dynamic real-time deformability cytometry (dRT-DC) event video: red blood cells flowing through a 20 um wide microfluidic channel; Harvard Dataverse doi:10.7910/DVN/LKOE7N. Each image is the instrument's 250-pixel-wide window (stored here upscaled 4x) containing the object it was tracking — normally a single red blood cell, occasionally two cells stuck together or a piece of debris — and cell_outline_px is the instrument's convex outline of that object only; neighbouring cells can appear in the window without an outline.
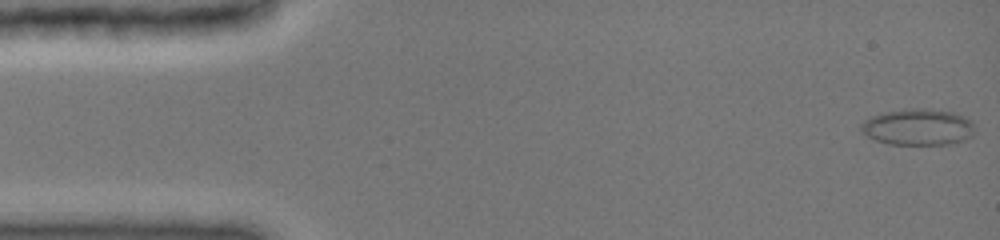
{"species": "common noctule bat (a hibernating species)", "species_latin": "Nyctalus noctula", "temperature_condition": "cold", "stored_images_in_passage": 18, "camera_frame_rate_fps": 3000, "um_per_image_px": 0.085, "animal": {"sex": "female", "body_mass_g": 19.0, "forearm_length_mm": 51.5}, "frame": {"image": 1, "passage_image": 1, "time_ms": 0.0, "image_size_px": [1000, 240], "cell_outline_px": [[972, 136], [964, 140], [952, 144], [888, 144], [876, 140], [868, 136], [860, 128], [860, 124], [864, 120], [880, 112], [904, 108], [924, 108], [952, 112], [964, 116], [972, 120]], "centroid_in_image_um": [78.01, 10.78], "position_along_channel_um": 7.0, "area_um2": 24.22}}
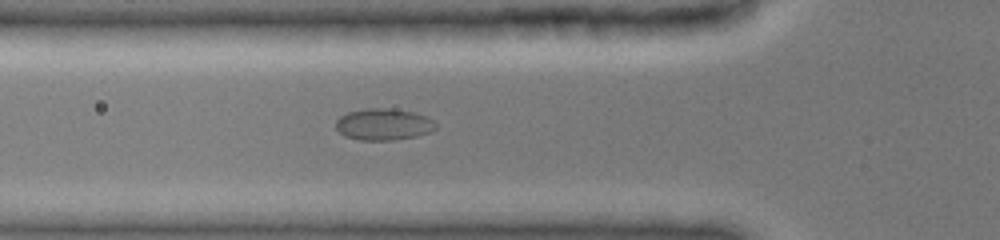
{"frame": {"image": 2, "passage_image": 11, "time_ms": 5.667, "image_size_px": [1000, 240], "cell_outline_px": [[436, 128], [432, 132], [416, 136], [392, 140], [360, 140], [344, 136], [336, 128], [336, 120], [340, 116], [348, 112], [364, 108], [392, 108], [412, 112], [428, 116], [436, 124]], "centroid_in_image_um": [32.61, 10.56], "position_along_channel_um": 93.2, "area_um2": 18.55}}
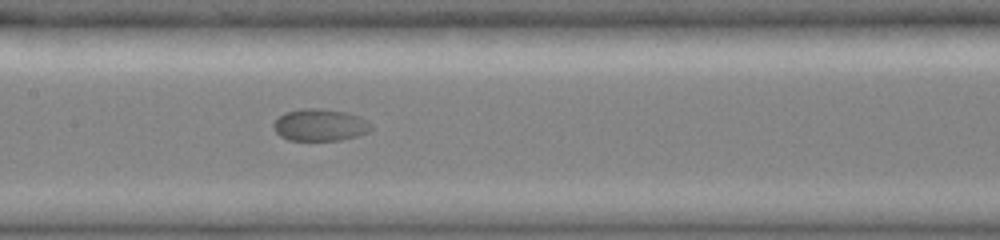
{"frame": {"image": 3, "passage_image": 17, "time_ms": 8.0, "image_size_px": [1000, 240], "cell_outline_px": [[372, 128], [368, 132], [356, 136], [340, 140], [288, 140], [280, 136], [276, 132], [272, 124], [284, 112], [300, 108], [320, 108], [344, 112], [360, 116], [368, 120], [372, 124]], "centroid_in_image_um": [27.2, 10.61], "position_along_channel_um": 180.2, "area_um2": 18.32}}